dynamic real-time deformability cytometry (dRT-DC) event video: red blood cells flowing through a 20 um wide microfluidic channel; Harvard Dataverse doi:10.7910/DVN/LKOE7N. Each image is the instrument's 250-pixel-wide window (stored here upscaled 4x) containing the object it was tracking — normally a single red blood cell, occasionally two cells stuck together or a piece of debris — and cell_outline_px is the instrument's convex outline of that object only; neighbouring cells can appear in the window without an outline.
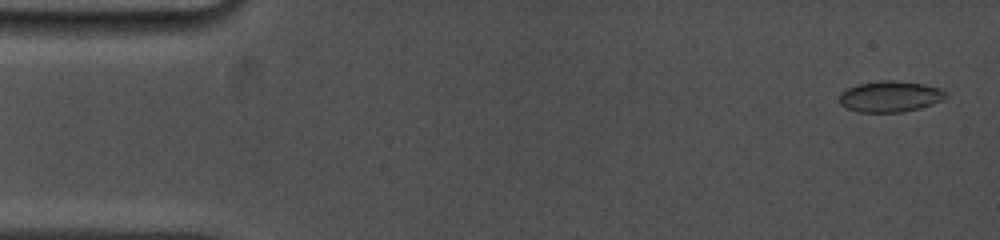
{"species": "common noctule bat (a hibernating species)", "species_latin": "Nyctalus noctula", "temperature_condition": "cold", "stored_images_in_passage": 74, "camera_frame_rate_fps": 5000, "um_per_image_px": 0.085, "animal": {"sex": "female", "body_mass_g": 19.0, "forearm_length_mm": 53.3}, "frame": {"image": 1, "passage_image": 2, "time_ms": 0.2, "image_size_px": [1000, 240], "cell_outline_px": [[948, 96], [944, 100], [920, 108], [904, 112], [860, 112], [848, 108], [840, 104], [840, 92], [856, 84], [880, 80], [900, 80], [924, 84], [940, 88], [948, 92]], "centroid_in_image_um": [75.7, 8.19], "position_along_channel_um": 9.3, "area_um2": 19.54}}
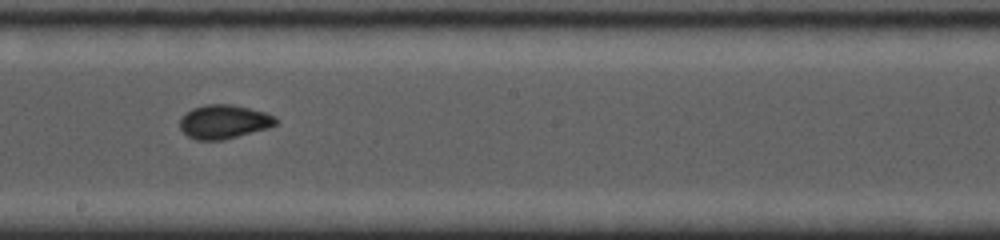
{"frame": {"image": 2, "passage_image": 43, "time_ms": 9.0, "image_size_px": [1000, 240], "cell_outline_px": [[280, 120], [276, 124], [268, 128], [224, 140], [196, 140], [188, 136], [180, 128], [180, 120], [192, 108], [204, 104], [232, 104], [264, 112], [276, 116]], "centroid_in_image_um": [19.06, 10.35], "position_along_channel_um": 229.1, "area_um2": 18.96}}
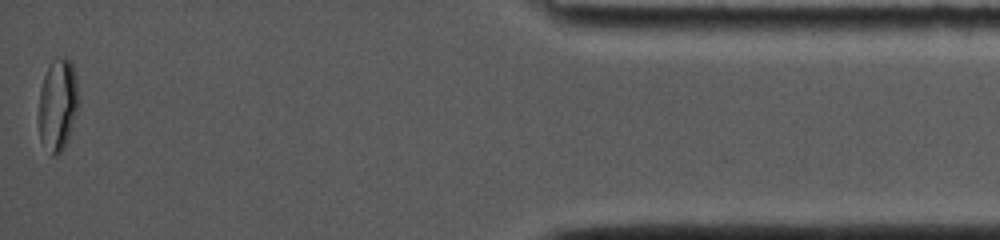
{"frame": {"image": 3, "passage_image": 74, "time_ms": 15.8, "image_size_px": [1000, 240], "cell_outline_px": [[80, 100], [68, 140], [64, 148], [56, 156], [52, 156], [40, 140], [36, 116], [40, 88], [44, 76], [52, 60], [56, 56], [64, 56], [72, 64], [76, 76], [80, 96]], "centroid_in_image_um": [4.89, 8.91], "position_along_channel_um": 430.3, "area_um2": 22.25}, "authors_computed_cell_mechanics": {"area_um2": 18.9873, "velocity_mm_per_s": 3.8584, "shape_relaxation_time_tau1_ms": 9.987, "shape_relaxation_time_tau2_ms": 0.9946, "deformation_change_tau1": 0.1699, "deformation_change_tau2": 0.0364}}